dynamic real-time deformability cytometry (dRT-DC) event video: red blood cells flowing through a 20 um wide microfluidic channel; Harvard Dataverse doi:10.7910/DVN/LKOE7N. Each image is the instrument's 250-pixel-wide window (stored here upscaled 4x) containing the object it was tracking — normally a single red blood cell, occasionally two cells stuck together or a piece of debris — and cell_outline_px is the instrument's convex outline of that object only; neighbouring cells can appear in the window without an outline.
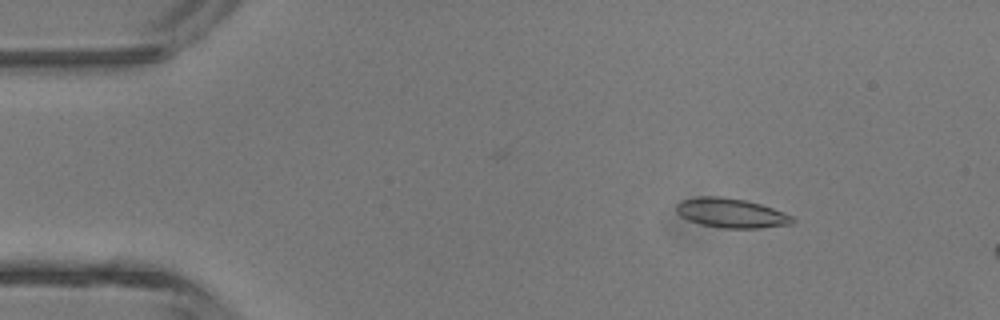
{"species": "common noctule bat (a hibernating species)", "species_latin": "Nyctalus noctula", "temperature_condition": "room temperature", "stored_images_in_passage": 5, "camera_frame_rate_fps": 3000, "um_per_image_px": 0.085, "animal": {"sex": "male", "body_mass_g": 13.3}, "frame": {"image": 1, "passage_image": 3, "time_ms": 2.0, "image_size_px": [1000, 320], "cell_outline_px": [[796, 220], [792, 224], [760, 228], [720, 228], [700, 224], [688, 220], [680, 216], [676, 212], [676, 204], [680, 200], [700, 196], [720, 196], [744, 200], [760, 204], [784, 212], [792, 216]], "centroid_in_image_um": [62.12, 18.11], "position_along_channel_um": 22.9, "area_um2": 20.06}}